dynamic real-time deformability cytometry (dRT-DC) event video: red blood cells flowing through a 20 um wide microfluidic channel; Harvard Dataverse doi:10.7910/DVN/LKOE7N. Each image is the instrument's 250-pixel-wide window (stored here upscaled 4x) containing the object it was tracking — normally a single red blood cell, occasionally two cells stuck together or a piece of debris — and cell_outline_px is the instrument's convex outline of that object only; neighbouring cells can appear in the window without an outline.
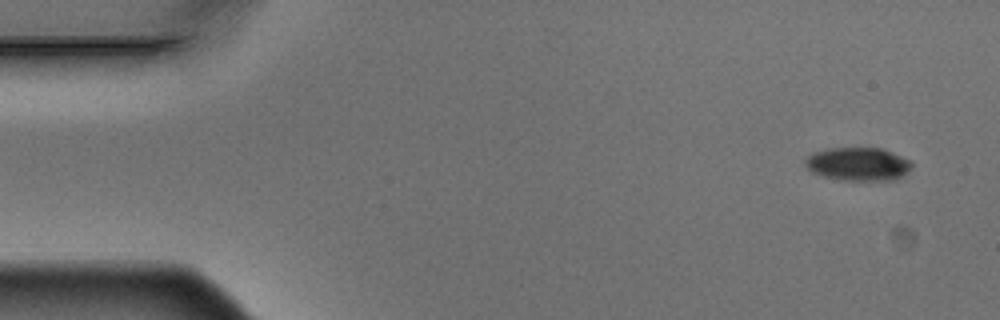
{"species": "Egyptian fruit bat (a non-hibernating species)", "species_latin": "Rousettus aegyptiacus", "temperature_condition": "warm", "stored_images_in_passage": 4, "camera_frame_rate_fps": 3000, "um_per_image_px": 0.085, "animal": {"sex": "male"}, "frame": {"image": 1, "passage_image": 1, "time_ms": 0.0, "image_size_px": [1000, 320], "cell_outline_px": [[912, 164], [908, 172], [896, 180], [844, 180], [824, 176], [812, 172], [804, 164], [804, 160], [812, 152], [828, 148], [880, 148], [912, 160]], "centroid_in_image_um": [72.94, 13.94], "position_along_channel_um": 12.1, "area_um2": 20.69}}